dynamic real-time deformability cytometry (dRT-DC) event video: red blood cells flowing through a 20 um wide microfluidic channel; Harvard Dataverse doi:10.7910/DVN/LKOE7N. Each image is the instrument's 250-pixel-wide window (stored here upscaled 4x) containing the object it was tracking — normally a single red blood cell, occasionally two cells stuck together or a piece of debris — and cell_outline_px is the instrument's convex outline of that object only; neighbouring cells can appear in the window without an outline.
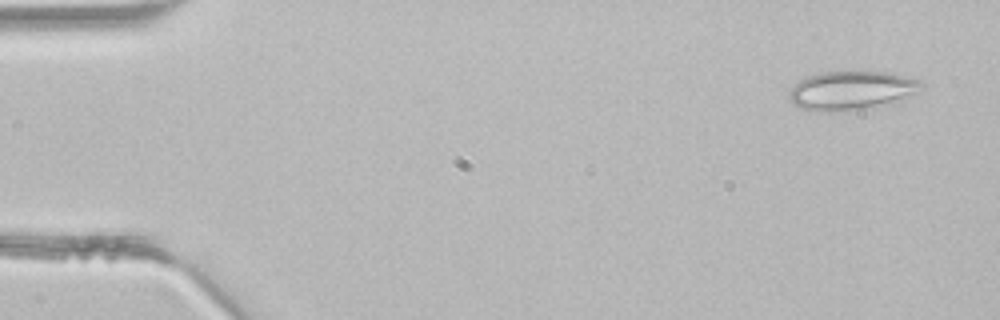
{"species": "common noctule bat (a hibernating species)", "species_latin": "Nyctalus noctula", "temperature_condition": "room temperature", "stored_images_in_passage": 3, "camera_frame_rate_fps": 3000, "um_per_image_px": 0.085, "animal": {"sex": "male", "body_mass_g": 21.5, "forearm_length_mm": 52.0}, "frame": {"image": 1, "passage_image": 1, "time_ms": 0.0, "image_size_px": [1000, 320], "cell_outline_px": [[924, 88], [900, 104], [832, 112], [816, 112], [800, 108], [792, 104], [788, 100], [788, 92], [800, 80], [808, 76], [824, 72], [888, 72], [920, 80], [924, 84]], "centroid_in_image_um": [72.44, 7.73], "position_along_channel_um": 12.6, "area_um2": 30.69}}